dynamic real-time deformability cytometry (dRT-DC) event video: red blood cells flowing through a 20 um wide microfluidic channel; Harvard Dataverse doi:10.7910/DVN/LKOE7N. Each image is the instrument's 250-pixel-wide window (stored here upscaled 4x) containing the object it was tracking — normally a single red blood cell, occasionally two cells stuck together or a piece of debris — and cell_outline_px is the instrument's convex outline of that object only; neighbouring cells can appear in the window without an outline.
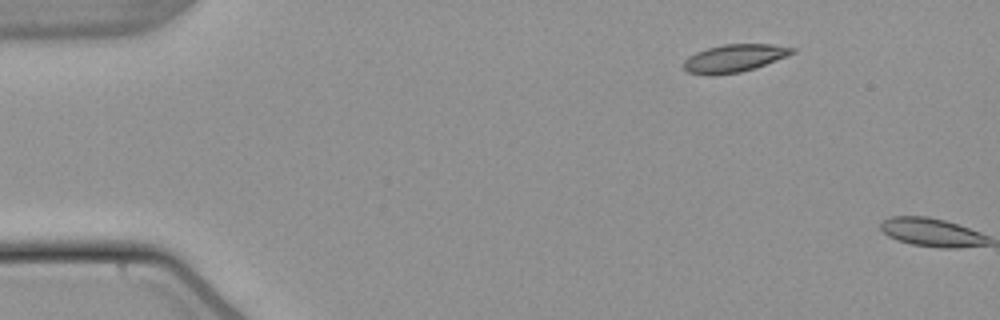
{"species": "common noctule bat (a hibernating species)", "species_latin": "Nyctalus noctula", "temperature_condition": "warm", "stored_images_in_passage": 2, "camera_frame_rate_fps": 3000, "um_per_image_px": 0.085, "animal": {"sex": "male", "body_mass_g": 21.5, "forearm_length_mm": 52.0}, "frame": {"image": 1, "passage_image": 1, "time_ms": 0.0, "image_size_px": [1000, 320], "cell_outline_px": [[796, 52], [788, 56], [756, 68], [740, 72], [712, 76], [688, 72], [684, 68], [684, 60], [688, 56], [696, 52], [708, 48], [724, 44], [772, 44], [796, 48]], "centroid_in_image_um": [62.44, 4.95], "position_along_channel_um": 22.6, "area_um2": 17.69}}